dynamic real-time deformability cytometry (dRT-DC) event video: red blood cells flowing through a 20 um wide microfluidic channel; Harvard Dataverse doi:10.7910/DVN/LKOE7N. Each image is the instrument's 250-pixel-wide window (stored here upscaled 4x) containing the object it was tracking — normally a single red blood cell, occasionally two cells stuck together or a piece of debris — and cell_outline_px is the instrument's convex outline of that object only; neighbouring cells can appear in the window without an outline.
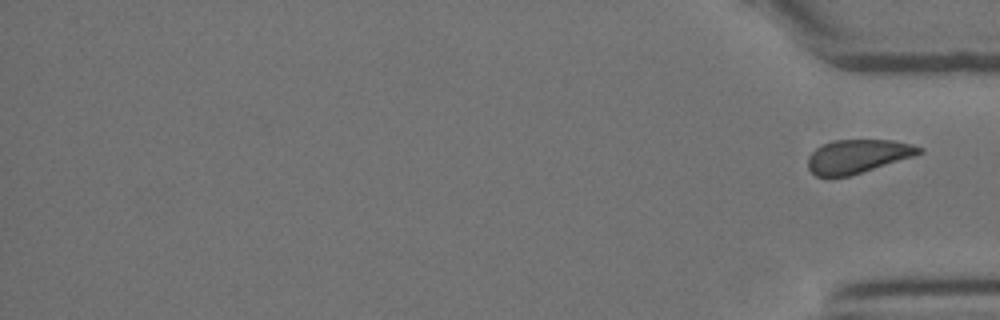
{"species": "Egyptian fruit bat (a non-hibernating species)", "species_latin": "Rousettus aegyptiacus", "temperature_condition": "room temperature", "stored_images_in_passage": 28, "camera_frame_rate_fps": 3000, "um_per_image_px": 0.085, "animal": {"sex": "female"}, "frame": {"image": 1, "passage_image": 28, "time_ms": 9.0, "image_size_px": [1000, 320], "cell_outline_px": [[924, 152], [916, 156], [848, 176], [828, 180], [816, 176], [808, 168], [808, 156], [816, 148], [832, 140], [892, 140], [912, 144], [924, 148]], "centroid_in_image_um": [72.9, 13.31], "position_along_channel_um": 362.3, "area_um2": 22.25}}